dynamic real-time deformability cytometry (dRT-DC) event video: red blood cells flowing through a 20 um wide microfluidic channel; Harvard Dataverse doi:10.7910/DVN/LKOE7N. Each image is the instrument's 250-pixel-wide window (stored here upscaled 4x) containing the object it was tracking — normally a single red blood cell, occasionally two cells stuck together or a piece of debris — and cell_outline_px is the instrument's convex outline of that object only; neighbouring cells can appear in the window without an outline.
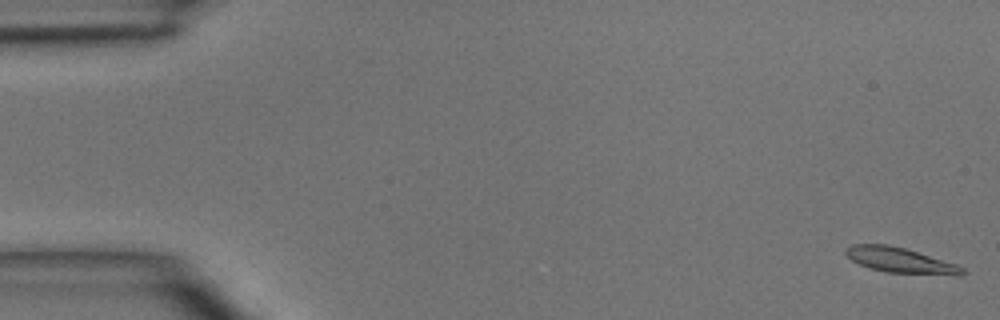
{"species": "common noctule bat (a hibernating species)", "species_latin": "Nyctalus noctula", "temperature_condition": "room temperature", "stored_images_in_passage": 47, "camera_frame_rate_fps": 3000, "um_per_image_px": 0.085, "animal": {"sex": "male", "body_mass_g": 15.6}, "frame": {"image": 1, "passage_image": 1, "time_ms": 0.0, "image_size_px": [1000, 320], "cell_outline_px": [[968, 272], [960, 276], [956, 276], [888, 272], [868, 268], [852, 260], [844, 252], [844, 248], [852, 244], [888, 244], [904, 248], [956, 264], [964, 268]], "centroid_in_image_um": [76.55, 22.13], "position_along_channel_um": 8.4, "area_um2": 17.28}}
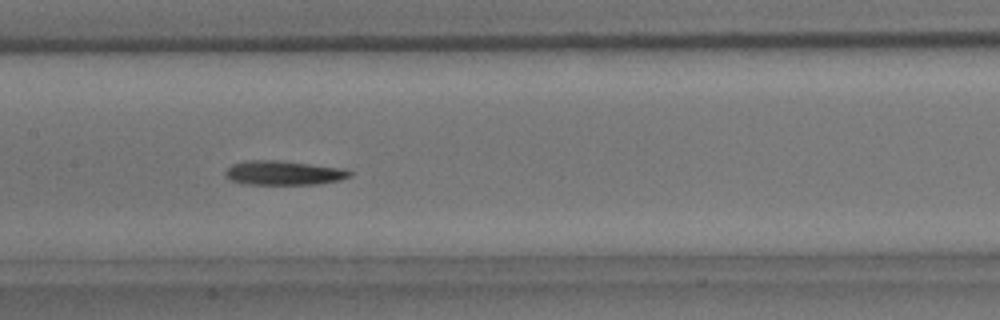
{"frame": {"image": 2, "passage_image": 23, "time_ms": 7.333, "image_size_px": [1000, 320], "cell_outline_px": [[352, 176], [340, 180], [320, 184], [244, 184], [232, 180], [224, 176], [224, 172], [232, 164], [248, 160], [280, 160], [344, 168], [352, 172]], "centroid_in_image_um": [24.13, 14.69], "position_along_channel_um": 183.3, "area_um2": 17.74}}
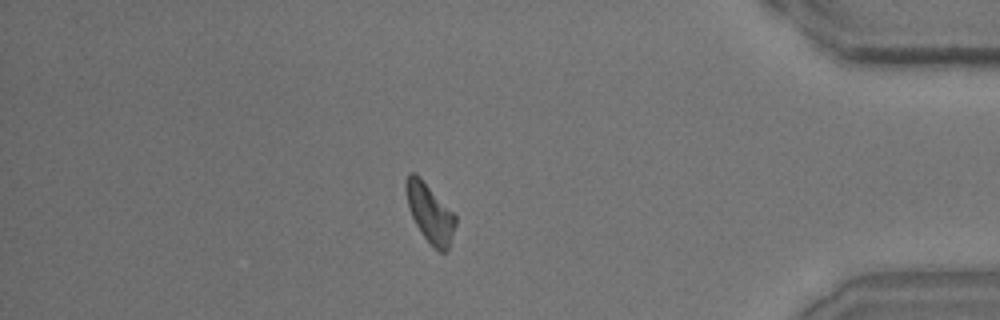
{"frame": {"image": 3, "passage_image": 41, "time_ms": 13.333, "image_size_px": [1000, 320], "cell_outline_px": [[456, 224], [448, 248], [444, 252], [440, 252], [420, 232], [408, 208], [404, 188], [404, 184], [408, 172], [416, 172], [420, 176], [456, 216]], "centroid_in_image_um": [36.5, 18.04], "position_along_channel_um": 398.7, "area_um2": 16.82}}